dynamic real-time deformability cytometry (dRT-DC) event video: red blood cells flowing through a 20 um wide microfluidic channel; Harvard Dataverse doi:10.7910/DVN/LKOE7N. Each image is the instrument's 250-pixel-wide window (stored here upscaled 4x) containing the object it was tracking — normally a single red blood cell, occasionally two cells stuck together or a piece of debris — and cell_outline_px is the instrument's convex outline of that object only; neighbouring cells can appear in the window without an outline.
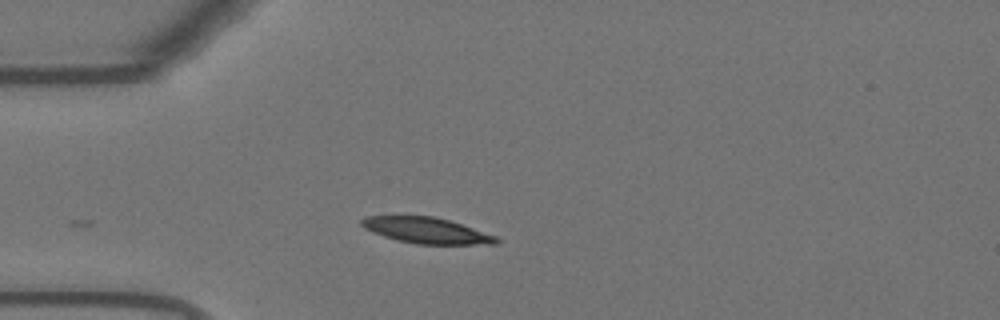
{"species": "Egyptian fruit bat (a non-hibernating species)", "species_latin": "Rousettus aegyptiacus", "temperature_condition": "warm", "stored_images_in_passage": 41, "camera_frame_rate_fps": 3000, "um_per_image_px": 0.085, "animal": {"sex": "female"}, "frame": {"image": 1, "passage_image": 1, "time_ms": 0.0, "image_size_px": [1000, 320], "cell_outline_px": [[500, 240], [496, 244], [416, 244], [396, 240], [372, 232], [364, 228], [360, 224], [360, 220], [364, 216], [432, 216], [448, 220], [496, 236]], "centroid_in_image_um": [36.2, 19.59], "position_along_channel_um": 48.8, "area_um2": 20.17}}
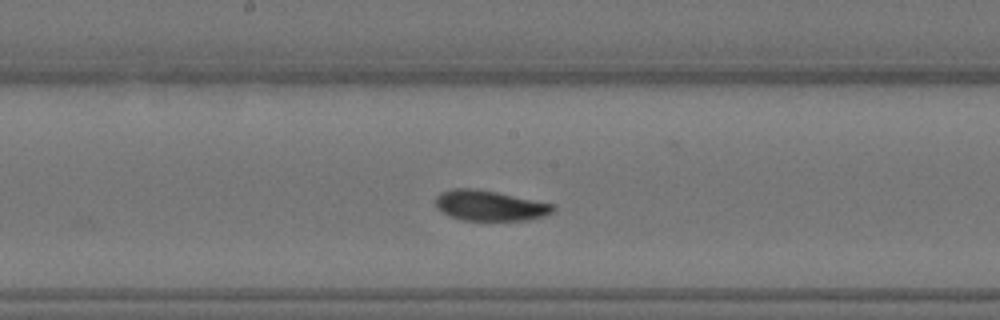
{"frame": {"image": 2, "passage_image": 15, "time_ms": 4.667, "image_size_px": [1000, 320], "cell_outline_px": [[556, 212], [544, 216], [528, 220], [460, 220], [448, 216], [440, 212], [436, 208], [436, 196], [440, 192], [452, 188], [476, 188], [556, 204]], "centroid_in_image_um": [41.64, 17.48], "position_along_channel_um": 206.6, "area_um2": 21.21}}
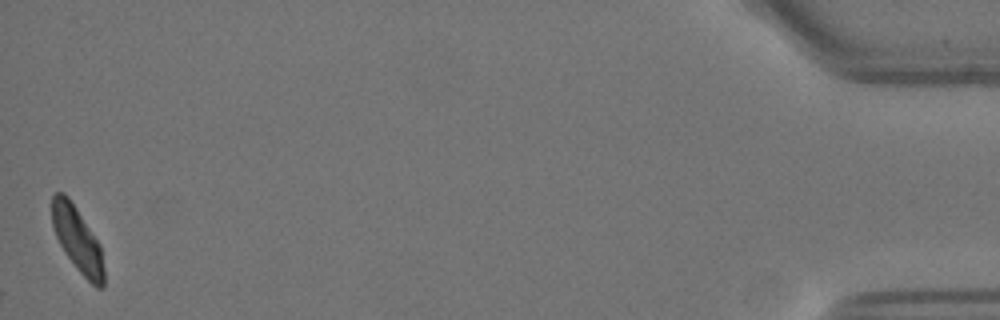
{"frame": {"image": 3, "passage_image": 41, "time_ms": 13.333, "image_size_px": [1000, 320], "cell_outline_px": [[104, 288], [96, 288], [76, 268], [64, 252], [56, 236], [52, 224], [52, 196], [56, 192], [64, 192], [68, 196], [100, 244], [104, 268]], "centroid_in_image_um": [6.59, 20.37], "position_along_channel_um": 428.6, "area_um2": 19.54}, "authors_computed_cell_mechanics": {"area_um2": 20.6924, "velocity_mm_per_s": 3.6459, "shape_relaxation_time_tau1_ms": 6.131, "shape_relaxation_time_tau2_ms": 1.7699, "deformation_change_tau1": 0.1639, "deformation_change_tau2": 0.0642}}